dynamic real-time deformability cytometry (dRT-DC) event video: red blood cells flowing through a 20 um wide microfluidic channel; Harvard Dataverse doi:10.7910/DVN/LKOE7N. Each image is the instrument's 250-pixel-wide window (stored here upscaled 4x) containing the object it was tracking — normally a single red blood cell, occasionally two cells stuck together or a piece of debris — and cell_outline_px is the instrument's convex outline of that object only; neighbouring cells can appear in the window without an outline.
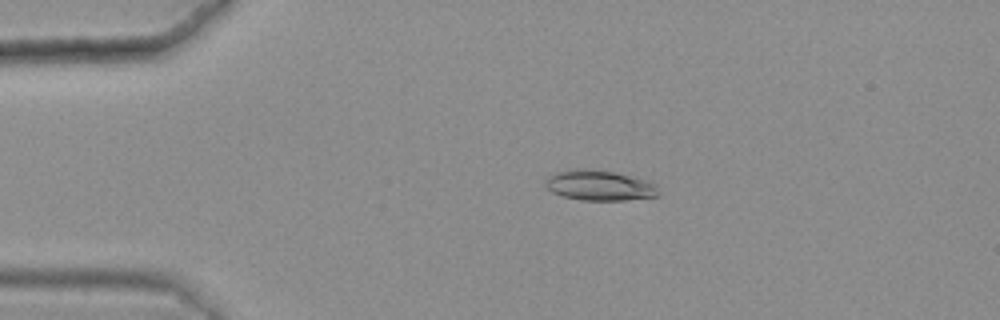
{"species": "common noctule bat (a hibernating species)", "species_latin": "Nyctalus noctula", "temperature_condition": "warm", "stored_images_in_passage": 43, "camera_frame_rate_fps": 3000, "um_per_image_px": 0.085, "animal": {"sex": "female", "body_mass_g": 25.1}, "frame": {"image": 1, "passage_image": 6, "time_ms": 1.667, "image_size_px": [1000, 320], "cell_outline_px": [[660, 192], [656, 196], [624, 200], [580, 200], [564, 196], [552, 192], [544, 184], [544, 176], [556, 172], [572, 168], [592, 168], [616, 172], [644, 180], [656, 184]], "centroid_in_image_um": [50.89, 15.73], "position_along_channel_um": 34.1, "area_um2": 20.23}}
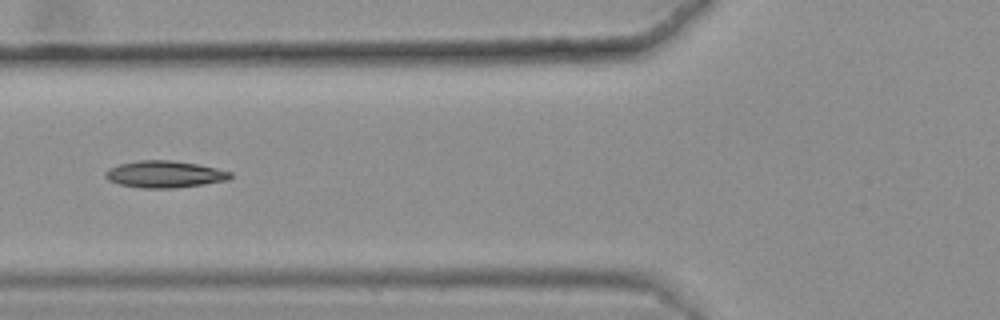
{"frame": {"image": 2, "passage_image": 16, "time_ms": 5.0, "image_size_px": [1000, 320], "cell_outline_px": [[232, 176], [228, 180], [172, 188], [140, 188], [120, 184], [108, 180], [104, 176], [104, 172], [108, 168], [120, 164], [140, 160], [172, 160], [196, 164], [216, 168], [232, 172]], "centroid_in_image_um": [13.95, 14.8], "position_along_channel_um": 111.8, "area_um2": 19.42}}
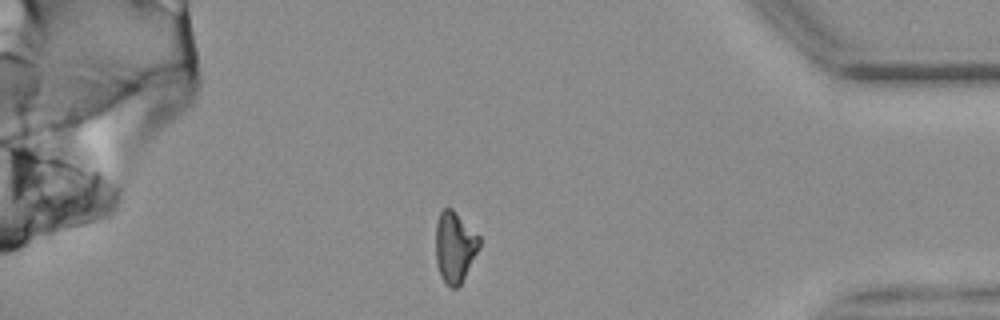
{"frame": {"image": 3, "passage_image": 42, "time_ms": 13.667, "image_size_px": [1000, 320], "cell_outline_px": [[480, 244], [460, 284], [456, 288], [452, 288], [440, 276], [436, 264], [436, 224], [440, 212], [444, 208], [452, 208], [480, 236]], "centroid_in_image_um": [38.63, 20.96], "position_along_channel_um": 396.6, "area_um2": 17.69}, "authors_computed_cell_mechanics": {"area_um2": 18.7272, "velocity_mm_per_s": 3.6383, "shape_relaxation_time_tau1_ms": 11.1614, "shape_relaxation_time_tau2_ms": 3.1366, "deformation_change_tau1": 0.231, "deformation_change_tau2": 0.1076}}